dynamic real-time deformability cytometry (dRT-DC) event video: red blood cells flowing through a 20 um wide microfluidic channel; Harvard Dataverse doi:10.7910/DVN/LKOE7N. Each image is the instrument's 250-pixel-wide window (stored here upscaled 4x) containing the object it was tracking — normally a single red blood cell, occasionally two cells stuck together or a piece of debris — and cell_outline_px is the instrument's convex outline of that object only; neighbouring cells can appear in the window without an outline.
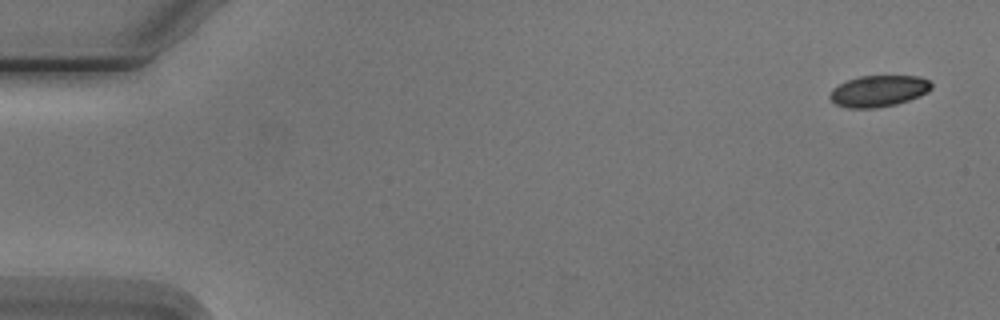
{"species": "Egyptian fruit bat (a non-hibernating species)", "species_latin": "Rousettus aegyptiacus", "temperature_condition": "cold", "stored_images_in_passage": 4, "camera_frame_rate_fps": 3000, "um_per_image_px": 0.085, "animal": {"sex": "male"}, "frame": {"image": 1, "passage_image": 1, "time_ms": 0.0, "image_size_px": [1000, 320], "cell_outline_px": [[932, 88], [928, 92], [920, 96], [896, 104], [876, 108], [848, 108], [836, 104], [828, 96], [832, 88], [848, 80], [860, 76], [920, 76], [928, 80], [932, 84]], "centroid_in_image_um": [74.69, 7.74], "position_along_channel_um": 10.3, "area_um2": 18.55}}
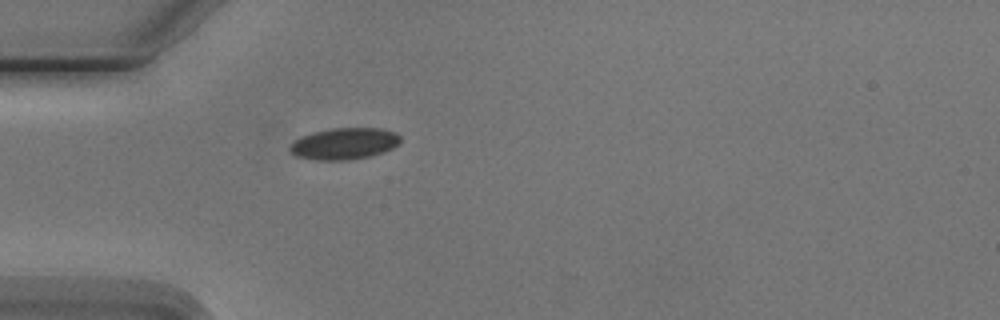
{"frame": {"image": 2, "passage_image": 4, "time_ms": 4.667, "image_size_px": [1000, 320], "cell_outline_px": [[400, 144], [384, 152], [368, 156], [344, 160], [316, 160], [296, 156], [288, 148], [296, 140], [304, 136], [316, 132], [332, 128], [380, 128], [396, 132], [400, 136]], "centroid_in_image_um": [29.31, 12.21], "position_along_channel_um": 55.7, "area_um2": 20.06}}